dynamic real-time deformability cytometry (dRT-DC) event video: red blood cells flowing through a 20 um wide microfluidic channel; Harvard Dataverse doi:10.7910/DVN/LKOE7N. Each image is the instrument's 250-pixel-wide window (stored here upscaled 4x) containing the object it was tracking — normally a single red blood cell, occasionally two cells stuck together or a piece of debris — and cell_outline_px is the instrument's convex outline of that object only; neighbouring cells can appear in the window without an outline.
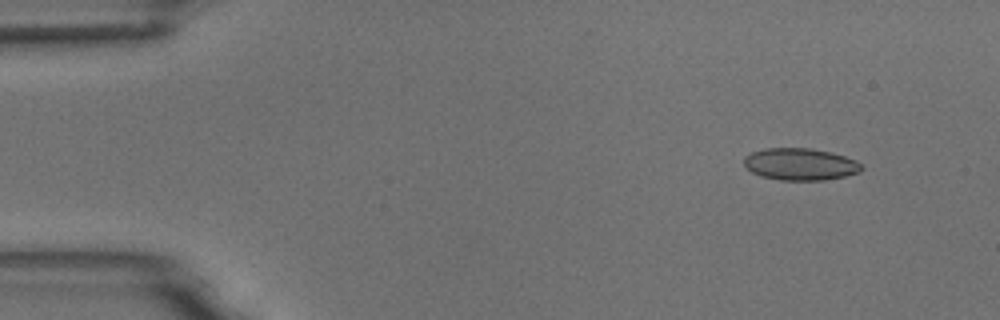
{"species": "common noctule bat (a hibernating species)", "species_latin": "Nyctalus noctula", "temperature_condition": "room temperature", "stored_images_in_passage": 6, "camera_frame_rate_fps": 3000, "um_per_image_px": 0.085, "animal": {"sex": "male", "body_mass_g": 18.8}, "frame": {"image": 1, "passage_image": 2, "time_ms": 1.333, "image_size_px": [1000, 320], "cell_outline_px": [[864, 168], [860, 172], [844, 176], [824, 180], [780, 180], [760, 176], [744, 168], [744, 156], [752, 152], [764, 148], [812, 148], [832, 152], [856, 160]], "centroid_in_image_um": [68.0, 13.95], "position_along_channel_um": 17.0, "area_um2": 22.14}}